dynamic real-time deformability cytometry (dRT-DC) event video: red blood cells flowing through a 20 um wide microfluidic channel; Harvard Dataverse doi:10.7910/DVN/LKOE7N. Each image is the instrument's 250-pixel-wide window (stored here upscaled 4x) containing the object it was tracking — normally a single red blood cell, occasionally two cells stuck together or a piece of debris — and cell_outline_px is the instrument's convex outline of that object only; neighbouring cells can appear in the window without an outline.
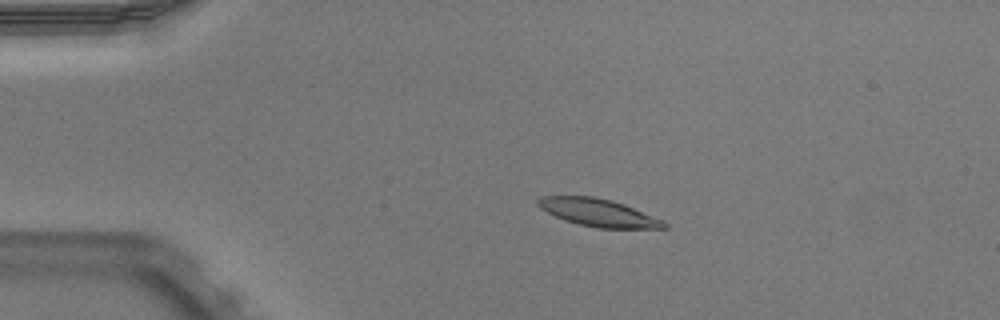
{"species": "Egyptian fruit bat (a non-hibernating species)", "species_latin": "Rousettus aegyptiacus", "temperature_condition": "warm", "stored_images_in_passage": 45, "camera_frame_rate_fps": 3000, "um_per_image_px": 0.085, "animal": {"sex": "male"}, "frame": {"image": 1, "passage_image": 4, "time_ms": 1.0, "image_size_px": [1000, 320], "cell_outline_px": [[668, 228], [596, 228], [564, 220], [540, 208], [536, 204], [536, 200], [540, 196], [592, 196], [612, 200], [624, 204], [664, 220], [668, 224]], "centroid_in_image_um": [50.87, 18.07], "position_along_channel_um": 34.1, "area_um2": 20.29}}
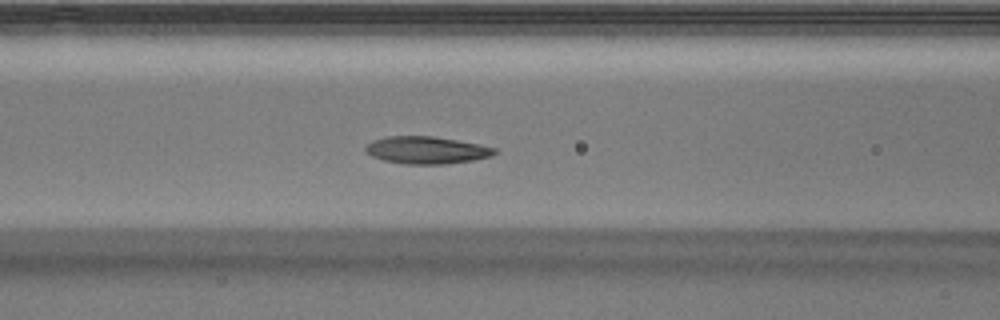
{"frame": {"image": 2, "passage_image": 15, "time_ms": 4.667, "image_size_px": [1000, 320], "cell_outline_px": [[496, 152], [492, 156], [472, 160], [448, 164], [404, 164], [384, 160], [372, 156], [364, 152], [364, 148], [372, 140], [388, 136], [432, 136], [480, 144], [496, 148]], "centroid_in_image_um": [36.24, 12.76], "position_along_channel_um": 130.4, "area_um2": 20.58}}
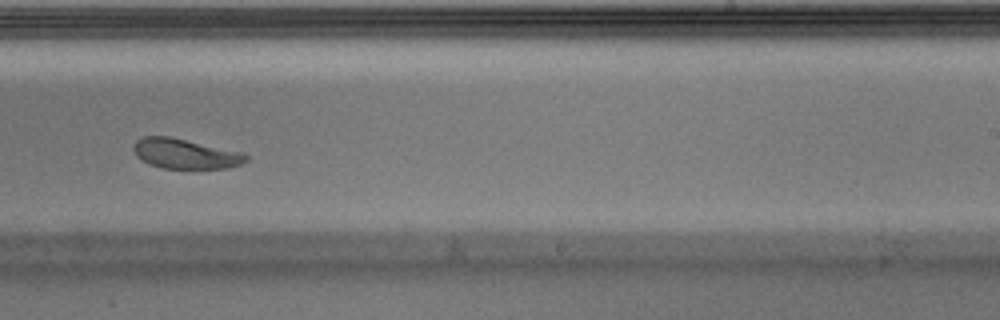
{"frame": {"image": 3, "passage_image": 26, "time_ms": 8.333, "image_size_px": [1000, 320], "cell_outline_px": [[248, 160], [240, 164], [228, 168], [160, 168], [148, 164], [136, 156], [132, 148], [132, 144], [136, 140], [144, 136], [168, 136], [240, 152], [248, 156]], "centroid_in_image_um": [15.67, 13.07], "position_along_channel_um": 273.3, "area_um2": 19.48}, "authors_computed_cell_mechanics": {"area_um2": 20.9236, "velocity_mm_per_s": 3.9049, "shape_relaxation_time_tau1_ms": 2.458, "shape_relaxation_time_tau2_ms": 3.7074, "deformation_change_tau1": 0.1316, "deformation_change_tau2": 0.1031}}